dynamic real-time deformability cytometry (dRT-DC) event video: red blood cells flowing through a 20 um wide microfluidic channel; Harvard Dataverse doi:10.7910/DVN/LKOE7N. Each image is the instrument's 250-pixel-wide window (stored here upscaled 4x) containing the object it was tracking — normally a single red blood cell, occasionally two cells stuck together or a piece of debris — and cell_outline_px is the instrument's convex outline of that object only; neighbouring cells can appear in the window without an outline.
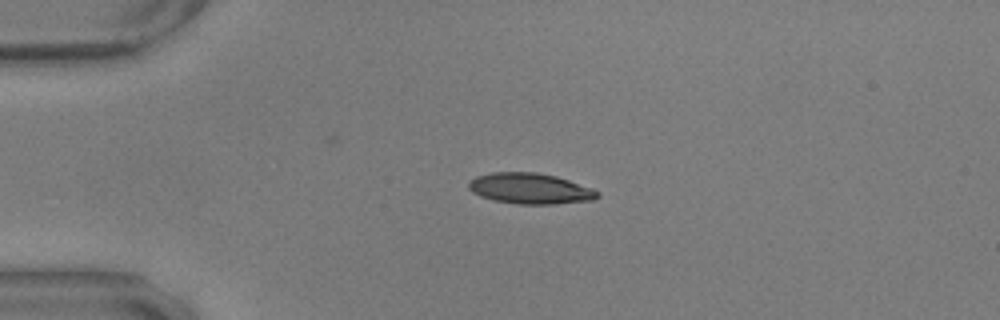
{"species": "common noctule bat (a hibernating species)", "species_latin": "Nyctalus noctula", "temperature_condition": "warm", "stored_images_in_passage": 45, "camera_frame_rate_fps": 3000, "um_per_image_px": 0.085, "animal": {"sex": "male", "body_mass_g": 17.9, "forearm_length_mm": 54.2}, "frame": {"image": 1, "passage_image": 1, "time_ms": 0.0, "image_size_px": [1000, 320], "cell_outline_px": [[600, 196], [592, 200], [552, 204], [520, 204], [492, 200], [480, 196], [472, 192], [468, 188], [468, 184], [476, 176], [492, 172], [536, 172], [556, 176], [592, 188], [600, 192]], "centroid_in_image_um": [45.06, 16.02], "position_along_channel_um": 39.9, "area_um2": 23.06}}
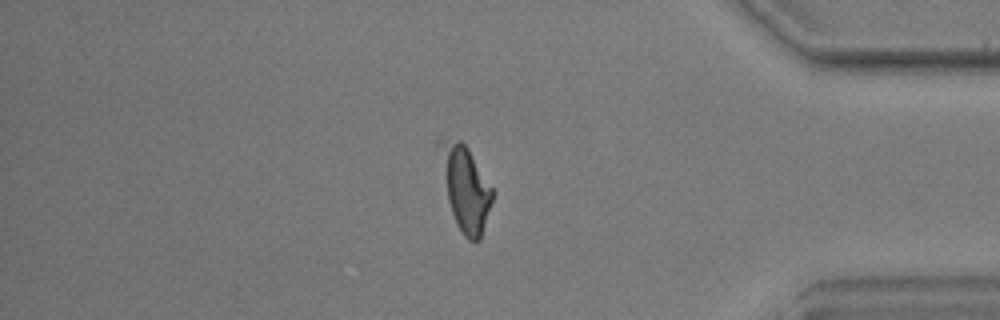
{"frame": {"image": 2, "passage_image": 36, "time_ms": 11.667, "image_size_px": [1000, 320], "cell_outline_px": [[496, 192], [480, 240], [468, 240], [464, 236], [456, 224], [448, 200], [436, 144], [436, 140], [460, 140], [468, 148]], "centroid_in_image_um": [39.57, 15.97], "position_along_channel_um": 395.6, "area_um2": 26.13}}
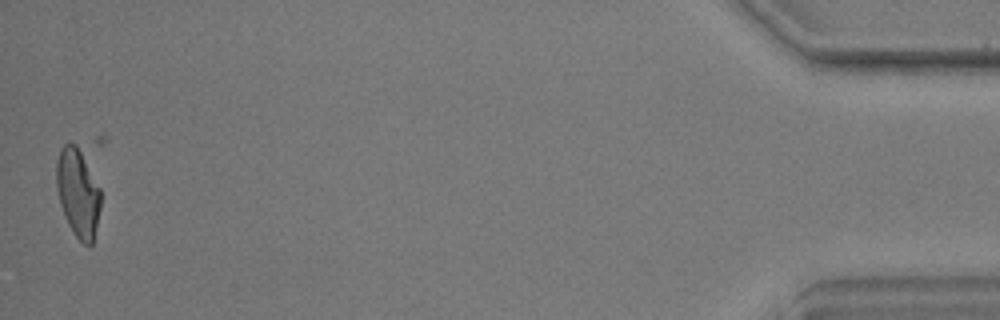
{"frame": {"image": 3, "passage_image": 44, "time_ms": 14.333, "image_size_px": [1000, 320], "cell_outline_px": [[100, 208], [92, 244], [84, 244], [72, 232], [68, 224], [60, 204], [56, 188], [56, 160], [60, 148], [64, 144], [76, 144], [80, 148], [100, 188]], "centroid_in_image_um": [6.6, 16.35], "position_along_channel_um": 428.6, "area_um2": 22.77}, "authors_computed_cell_mechanics": {"area_um2": 23.6402, "velocity_mm_per_s": 3.5346, "shape_relaxation_time_tau1_ms": 3.4131, "shape_relaxation_time_tau2_ms": 1.4953, "deformation_change_tau1": 0.1933, "deformation_change_tau2": 0.1031}}